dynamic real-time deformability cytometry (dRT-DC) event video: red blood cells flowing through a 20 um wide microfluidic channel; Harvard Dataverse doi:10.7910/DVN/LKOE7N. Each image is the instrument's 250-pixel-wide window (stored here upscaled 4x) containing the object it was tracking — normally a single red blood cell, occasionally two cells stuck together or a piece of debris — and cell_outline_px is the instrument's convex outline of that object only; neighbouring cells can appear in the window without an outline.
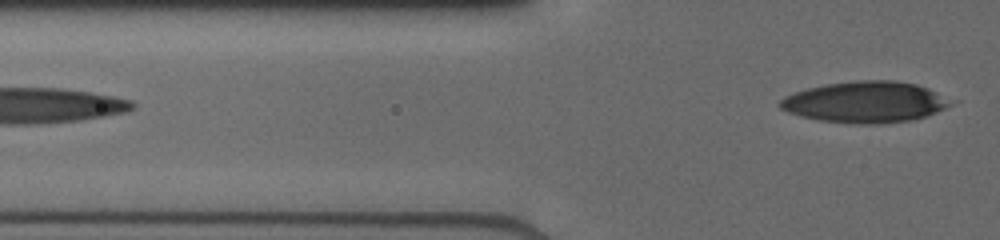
{"species": "human", "species_latin": "Homo sapiens", "temperature_condition": "cold", "stored_images_in_passage": 10, "segment_of_instrument_passage": [2, 2], "camera_frame_rate_fps": 3000, "um_per_image_px": 0.085, "donor": {"sex": "male"}, "frame": {"image": 1, "passage_image": 10, "time_ms": 3.667, "image_size_px": [1000, 240], "cell_outline_px": [[960, 100], [936, 112], [912, 120], [880, 124], [852, 124], [820, 120], [800, 116], [788, 112], [780, 108], [776, 104], [784, 96], [808, 88], [828, 84], [856, 80], [896, 80], [916, 84], [928, 88]], "centroid_in_image_um": [73.61, 8.67], "position_along_channel_um": 52.2, "area_um2": 41.44}}